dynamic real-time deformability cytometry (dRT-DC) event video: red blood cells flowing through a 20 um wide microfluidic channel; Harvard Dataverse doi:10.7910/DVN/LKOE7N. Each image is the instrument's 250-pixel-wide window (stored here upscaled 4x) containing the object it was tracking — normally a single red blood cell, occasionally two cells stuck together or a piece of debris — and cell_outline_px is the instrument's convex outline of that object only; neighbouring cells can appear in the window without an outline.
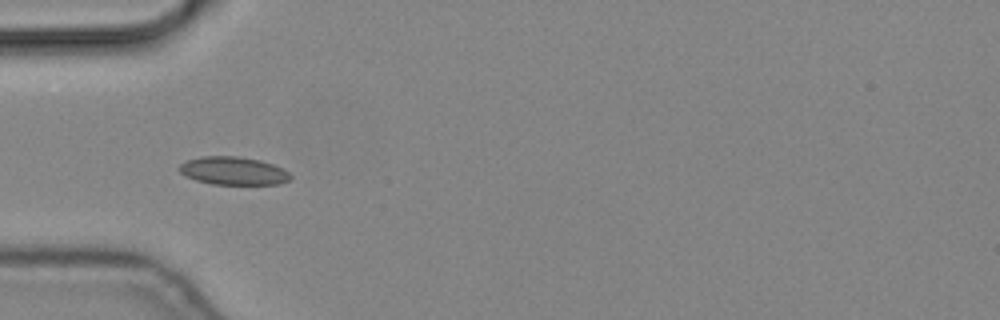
{"species": "common noctule bat (a hibernating species)", "species_latin": "Nyctalus noctula", "temperature_condition": "cold", "stored_images_in_passage": 9, "camera_frame_rate_fps": 3000, "um_per_image_px": 0.085, "animal": {"sex": "male", "body_mass_g": 19.2, "forearm_length_mm": 51.8}, "frame": {"image": 1, "passage_image": 6, "time_ms": 1.667, "image_size_px": [1000, 320], "cell_outline_px": [[292, 176], [288, 180], [280, 184], [212, 184], [196, 180], [184, 176], [176, 168], [180, 164], [188, 160], [204, 156], [236, 156], [260, 160], [284, 168]], "centroid_in_image_um": [19.82, 14.52], "position_along_channel_um": 65.2, "area_um2": 18.21}}
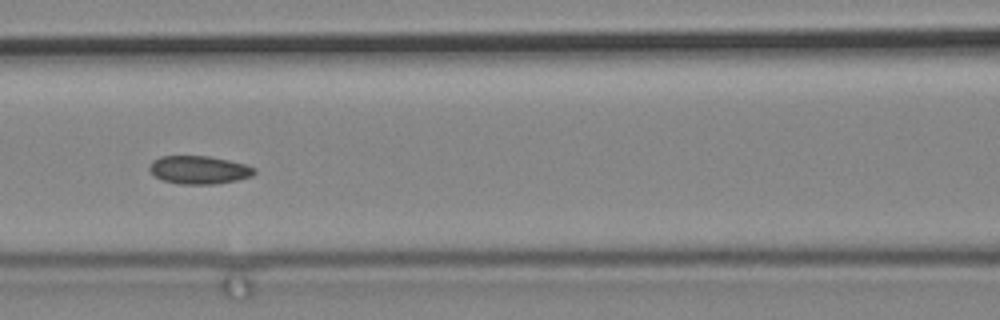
{"frame": {"image": 2, "passage_image": 8, "time_ms": 2.333, "image_size_px": [1000, 320], "cell_outline_px": [[256, 172], [252, 176], [236, 180], [212, 184], [180, 184], [164, 180], [156, 176], [148, 168], [152, 160], [160, 156], [208, 156], [228, 160], [244, 164], [256, 168]], "centroid_in_image_um": [16.92, 14.43], "position_along_channel_um": 149.7, "area_um2": 17.05}}
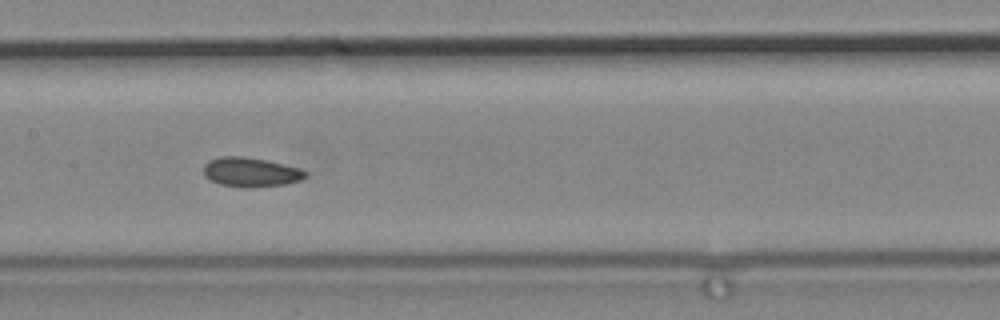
{"frame": {"image": 3, "passage_image": 9, "time_ms": 2.667, "image_size_px": [1000, 320], "cell_outline_px": [[308, 176], [300, 180], [284, 184], [248, 188], [244, 188], [220, 184], [204, 176], [204, 164], [208, 160], [220, 156], [244, 156], [264, 160], [300, 168], [308, 172]], "centroid_in_image_um": [21.3, 14.63], "position_along_channel_um": 186.1, "area_um2": 17.46}}